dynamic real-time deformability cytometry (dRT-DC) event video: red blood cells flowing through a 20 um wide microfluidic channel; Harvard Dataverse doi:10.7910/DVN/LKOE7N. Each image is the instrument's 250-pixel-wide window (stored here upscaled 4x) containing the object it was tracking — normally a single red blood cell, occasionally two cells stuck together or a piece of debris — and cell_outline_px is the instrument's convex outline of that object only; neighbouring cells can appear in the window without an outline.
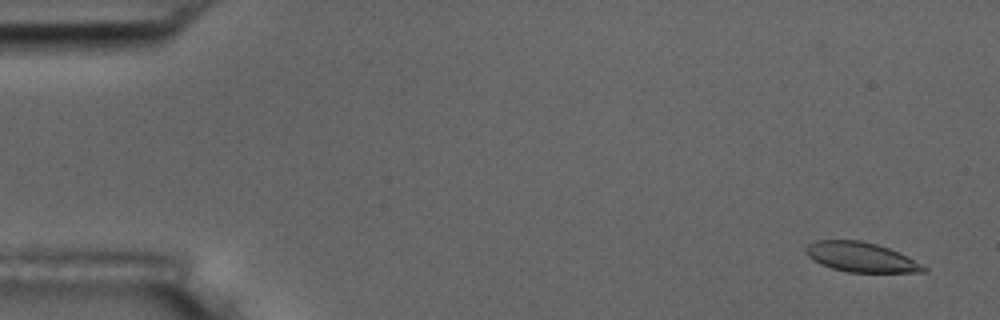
{"species": "common noctule bat (a hibernating species)", "species_latin": "Nyctalus noctula", "temperature_condition": "room temperature", "stored_images_in_passage": 57, "camera_frame_rate_fps": 3000, "um_per_image_px": 0.085, "animal": {"sex": "male", "body_mass_g": 17.5, "forearm_length_mm": 52.3}, "frame": {"image": 1, "passage_image": 3, "time_ms": 0.667, "image_size_px": [1000, 320], "cell_outline_px": [[928, 272], [848, 272], [832, 268], [820, 264], [808, 256], [804, 252], [804, 248], [808, 244], [816, 240], [860, 240], [876, 244], [888, 248], [928, 268]], "centroid_in_image_um": [73.12, 21.85], "position_along_channel_um": 11.9, "area_um2": 20.11}}
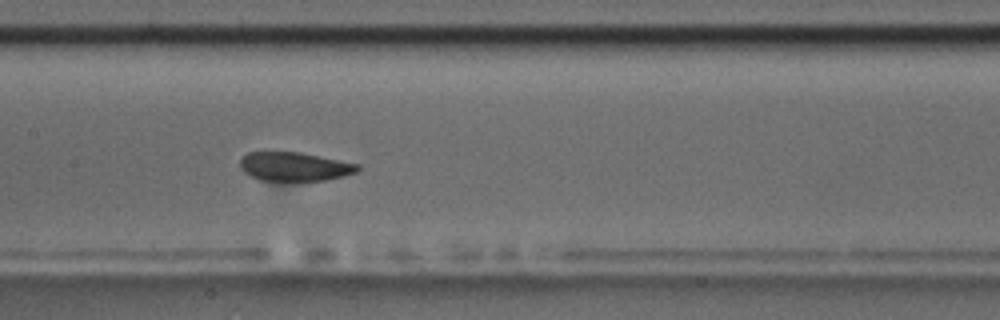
{"frame": {"image": 2, "passage_image": 28, "time_ms": 9.0, "image_size_px": [1000, 320], "cell_outline_px": [[360, 168], [356, 172], [344, 176], [324, 180], [260, 180], [244, 172], [240, 168], [240, 160], [248, 152], [264, 148], [300, 152], [360, 164]], "centroid_in_image_um": [24.97, 14.1], "position_along_channel_um": 182.4, "area_um2": 20.35}}
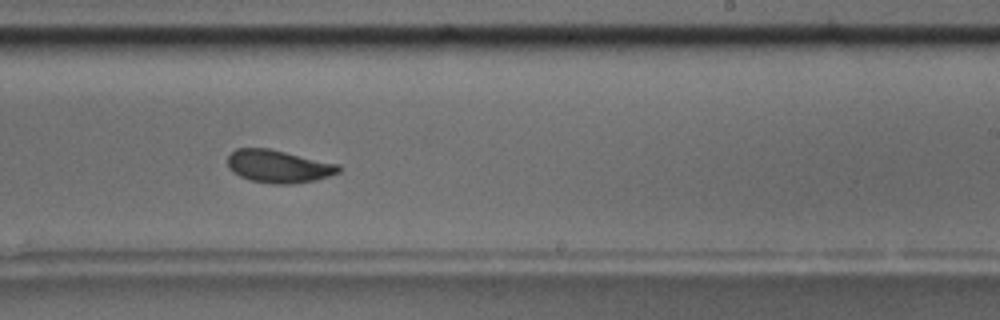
{"frame": {"image": 3, "passage_image": 35, "time_ms": 11.333, "image_size_px": [1000, 320], "cell_outline_px": [[340, 172], [316, 180], [292, 184], [272, 184], [252, 180], [240, 176], [232, 172], [228, 168], [228, 156], [236, 148], [268, 148], [340, 164]], "centroid_in_image_um": [23.68, 14.14], "position_along_channel_um": 265.3, "area_um2": 21.21}, "authors_computed_cell_mechanics": {"area_um2": 21.1548, "velocity_mm_per_s": 3.5688, "shape_relaxation_time_tau1_ms": 6.0362, "shape_relaxation_time_tau2_ms": 1.4226, "deformation_change_tau1": 0.1413, "deformation_change_tau2": 0.0598}}